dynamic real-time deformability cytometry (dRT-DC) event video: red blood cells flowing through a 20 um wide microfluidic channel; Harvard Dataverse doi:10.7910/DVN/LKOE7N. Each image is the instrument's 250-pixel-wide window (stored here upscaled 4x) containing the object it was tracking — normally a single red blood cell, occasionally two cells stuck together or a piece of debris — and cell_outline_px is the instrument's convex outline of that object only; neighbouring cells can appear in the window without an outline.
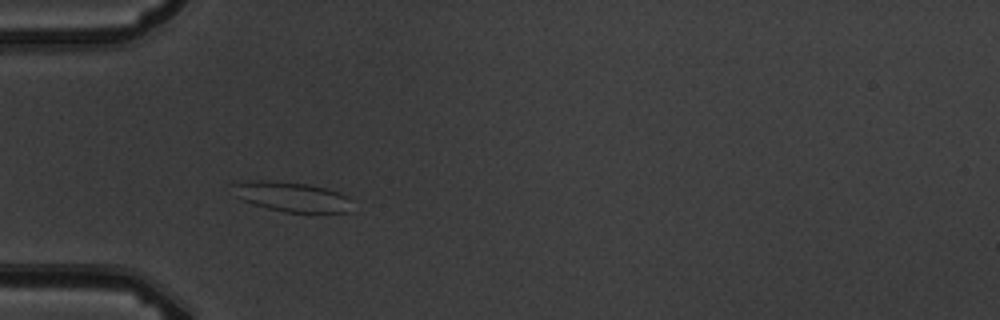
{"species": "common noctule bat (a hibernating species)", "species_latin": "Nyctalus noctula", "temperature_condition": "warm", "stored_images_in_passage": 3, "camera_frame_rate_fps": 3000, "um_per_image_px": 0.085, "animal": {"sex": "male", "body_mass_g": 19.5, "forearm_length_mm": 54.6}, "frame": {"image": 1, "passage_image": 1, "time_ms": 0.0, "image_size_px": [1000, 320], "cell_outline_px": [[348, 212], [284, 212], [252, 204], [232, 196], [228, 184], [252, 180], [268, 180], [308, 184], [324, 188], [348, 196]], "centroid_in_image_um": [24.62, 16.7], "position_along_channel_um": 60.4, "area_um2": 20.75}}
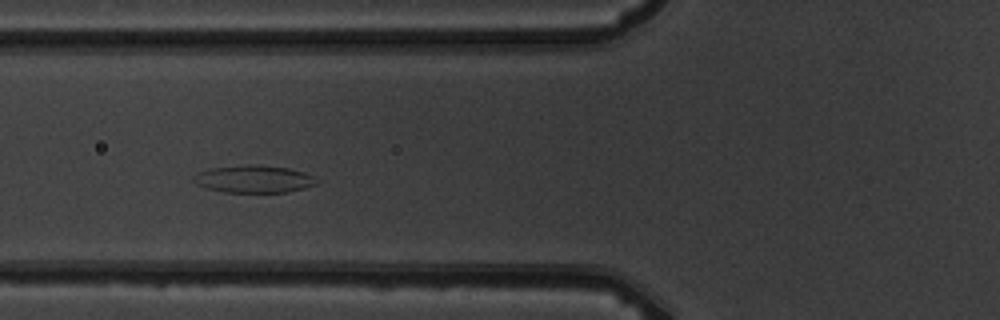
{"frame": {"image": 2, "passage_image": 2, "time_ms": 1.333, "image_size_px": [1000, 320], "cell_outline_px": [[320, 180], [316, 184], [304, 188], [288, 192], [224, 192], [204, 188], [196, 184], [192, 180], [196, 172], [212, 168], [248, 164], [260, 164], [288, 168], [304, 172]], "centroid_in_image_um": [21.56, 15.21], "position_along_channel_um": 104.2, "area_um2": 19.88}}